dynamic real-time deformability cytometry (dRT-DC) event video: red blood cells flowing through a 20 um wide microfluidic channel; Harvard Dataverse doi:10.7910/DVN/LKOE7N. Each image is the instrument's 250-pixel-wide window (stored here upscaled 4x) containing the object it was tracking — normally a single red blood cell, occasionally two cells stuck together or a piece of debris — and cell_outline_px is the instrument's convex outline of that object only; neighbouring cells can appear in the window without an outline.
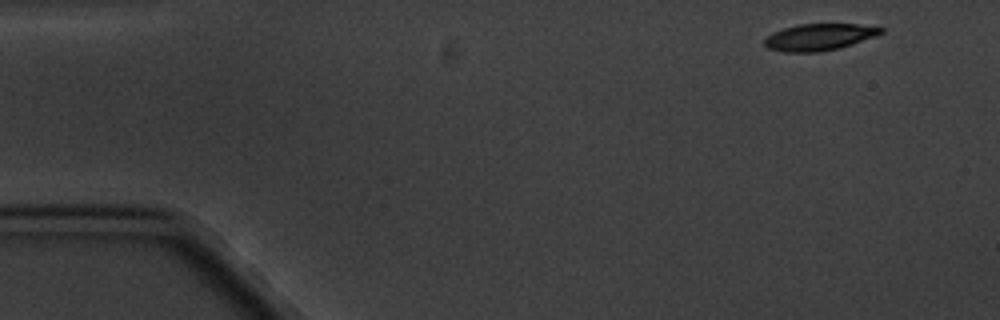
{"species": "common noctule bat (a hibernating species)", "species_latin": "Nyctalus noctula", "temperature_condition": "cold", "stored_images_in_passage": 16, "camera_frame_rate_fps": 3000, "um_per_image_px": 0.085, "animal": {"sex": "male", "body_mass_g": 20.1, "forearm_length_mm": 53.5}, "frame": {"image": 1, "passage_image": 1, "time_ms": 0.0, "image_size_px": [1000, 320], "cell_outline_px": [[884, 32], [876, 36], [840, 48], [820, 52], [784, 52], [768, 48], [764, 44], [764, 36], [772, 32], [796, 24], [856, 24], [884, 28]], "centroid_in_image_um": [69.6, 3.15], "position_along_channel_um": 15.4, "area_um2": 18.26}}
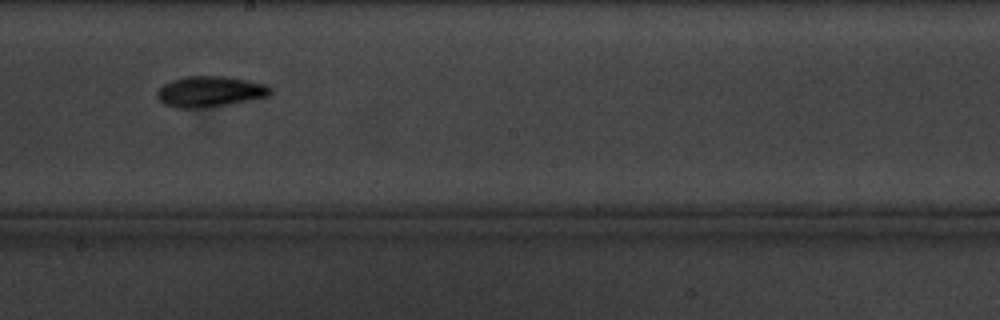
{"frame": {"image": 2, "passage_image": 9, "time_ms": 9.333, "image_size_px": [1000, 320], "cell_outline_px": [[272, 92], [268, 96], [228, 104], [200, 108], [176, 108], [164, 104], [156, 96], [156, 92], [164, 84], [172, 80], [184, 76], [224, 76], [268, 84], [272, 88]], "centroid_in_image_um": [17.84, 7.78], "position_along_channel_um": 230.4, "area_um2": 20.29}}
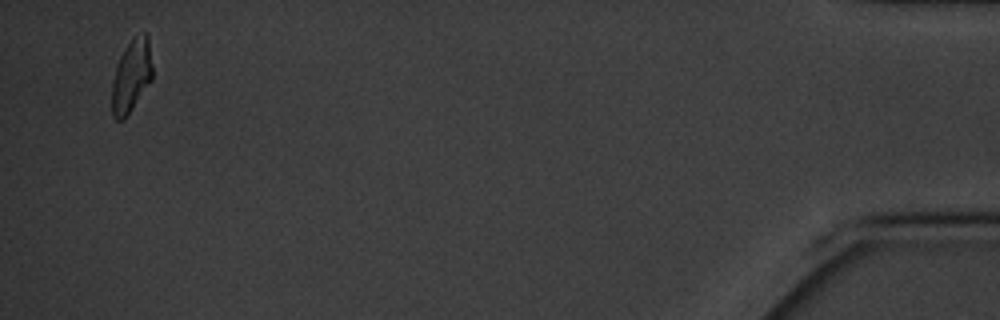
{"frame": {"image": 3, "passage_image": 16, "time_ms": 17.667, "image_size_px": [1000, 320], "cell_outline_px": [[152, 80], [124, 120], [116, 120], [112, 116], [112, 80], [116, 64], [124, 48], [132, 36], [144, 32], [148, 32], [152, 64]], "centroid_in_image_um": [11.17, 6.41], "position_along_channel_um": 424.0, "area_um2": 17.57}, "authors_computed_cell_mechanics": {"area_um2": 19.3919, "velocity_mm_per_s": 3.3507, "shape_relaxation_time_tau1_ms": 3.2866, "shape_relaxation_time_tau2_ms": 7.8712, "deformation_change_tau1": 0.1382, "deformation_change_tau2": 0.156}}